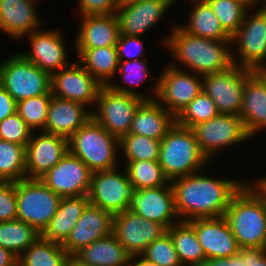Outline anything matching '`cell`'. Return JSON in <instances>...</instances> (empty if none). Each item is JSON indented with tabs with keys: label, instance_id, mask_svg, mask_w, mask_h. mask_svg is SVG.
<instances>
[{
	"label": "cell",
	"instance_id": "cell-23",
	"mask_svg": "<svg viewBox=\"0 0 266 266\" xmlns=\"http://www.w3.org/2000/svg\"><path fill=\"white\" fill-rule=\"evenodd\" d=\"M32 51L21 53L27 60L49 73L70 65L66 60V49L60 32L34 31L29 35Z\"/></svg>",
	"mask_w": 266,
	"mask_h": 266
},
{
	"label": "cell",
	"instance_id": "cell-22",
	"mask_svg": "<svg viewBox=\"0 0 266 266\" xmlns=\"http://www.w3.org/2000/svg\"><path fill=\"white\" fill-rule=\"evenodd\" d=\"M246 133L252 137L266 128V74L253 71L245 80L240 115Z\"/></svg>",
	"mask_w": 266,
	"mask_h": 266
},
{
	"label": "cell",
	"instance_id": "cell-51",
	"mask_svg": "<svg viewBox=\"0 0 266 266\" xmlns=\"http://www.w3.org/2000/svg\"><path fill=\"white\" fill-rule=\"evenodd\" d=\"M135 258H138V256H131V261L129 266H158L155 263H152L148 260H146L144 257L140 258V260H136L135 263L131 264V262L134 261Z\"/></svg>",
	"mask_w": 266,
	"mask_h": 266
},
{
	"label": "cell",
	"instance_id": "cell-39",
	"mask_svg": "<svg viewBox=\"0 0 266 266\" xmlns=\"http://www.w3.org/2000/svg\"><path fill=\"white\" fill-rule=\"evenodd\" d=\"M214 101L202 90L176 117L180 126L192 128L219 115Z\"/></svg>",
	"mask_w": 266,
	"mask_h": 266
},
{
	"label": "cell",
	"instance_id": "cell-44",
	"mask_svg": "<svg viewBox=\"0 0 266 266\" xmlns=\"http://www.w3.org/2000/svg\"><path fill=\"white\" fill-rule=\"evenodd\" d=\"M147 65L144 63L143 59L138 60H124L119 61L118 70L121 72V76L124 81H129L131 84L138 85L147 78ZM140 74L138 77L137 75Z\"/></svg>",
	"mask_w": 266,
	"mask_h": 266
},
{
	"label": "cell",
	"instance_id": "cell-42",
	"mask_svg": "<svg viewBox=\"0 0 266 266\" xmlns=\"http://www.w3.org/2000/svg\"><path fill=\"white\" fill-rule=\"evenodd\" d=\"M32 133V130L17 112L0 122V140L27 146Z\"/></svg>",
	"mask_w": 266,
	"mask_h": 266
},
{
	"label": "cell",
	"instance_id": "cell-35",
	"mask_svg": "<svg viewBox=\"0 0 266 266\" xmlns=\"http://www.w3.org/2000/svg\"><path fill=\"white\" fill-rule=\"evenodd\" d=\"M26 146L0 140V180L19 181L27 178Z\"/></svg>",
	"mask_w": 266,
	"mask_h": 266
},
{
	"label": "cell",
	"instance_id": "cell-43",
	"mask_svg": "<svg viewBox=\"0 0 266 266\" xmlns=\"http://www.w3.org/2000/svg\"><path fill=\"white\" fill-rule=\"evenodd\" d=\"M16 219V181L0 180V222Z\"/></svg>",
	"mask_w": 266,
	"mask_h": 266
},
{
	"label": "cell",
	"instance_id": "cell-18",
	"mask_svg": "<svg viewBox=\"0 0 266 266\" xmlns=\"http://www.w3.org/2000/svg\"><path fill=\"white\" fill-rule=\"evenodd\" d=\"M113 218L112 213L89 203L61 246L72 257L81 248L111 234Z\"/></svg>",
	"mask_w": 266,
	"mask_h": 266
},
{
	"label": "cell",
	"instance_id": "cell-7",
	"mask_svg": "<svg viewBox=\"0 0 266 266\" xmlns=\"http://www.w3.org/2000/svg\"><path fill=\"white\" fill-rule=\"evenodd\" d=\"M17 219L42 233L55 215L61 197L41 179L16 181Z\"/></svg>",
	"mask_w": 266,
	"mask_h": 266
},
{
	"label": "cell",
	"instance_id": "cell-38",
	"mask_svg": "<svg viewBox=\"0 0 266 266\" xmlns=\"http://www.w3.org/2000/svg\"><path fill=\"white\" fill-rule=\"evenodd\" d=\"M206 1L211 6L224 30L232 37L241 26L250 4L245 0Z\"/></svg>",
	"mask_w": 266,
	"mask_h": 266
},
{
	"label": "cell",
	"instance_id": "cell-54",
	"mask_svg": "<svg viewBox=\"0 0 266 266\" xmlns=\"http://www.w3.org/2000/svg\"><path fill=\"white\" fill-rule=\"evenodd\" d=\"M245 1H247L250 5H254L256 3V1H258V0H245Z\"/></svg>",
	"mask_w": 266,
	"mask_h": 266
},
{
	"label": "cell",
	"instance_id": "cell-21",
	"mask_svg": "<svg viewBox=\"0 0 266 266\" xmlns=\"http://www.w3.org/2000/svg\"><path fill=\"white\" fill-rule=\"evenodd\" d=\"M128 210L168 229L174 224L172 218L177 216L172 184L136 190Z\"/></svg>",
	"mask_w": 266,
	"mask_h": 266
},
{
	"label": "cell",
	"instance_id": "cell-55",
	"mask_svg": "<svg viewBox=\"0 0 266 266\" xmlns=\"http://www.w3.org/2000/svg\"><path fill=\"white\" fill-rule=\"evenodd\" d=\"M259 71L266 74V64Z\"/></svg>",
	"mask_w": 266,
	"mask_h": 266
},
{
	"label": "cell",
	"instance_id": "cell-30",
	"mask_svg": "<svg viewBox=\"0 0 266 266\" xmlns=\"http://www.w3.org/2000/svg\"><path fill=\"white\" fill-rule=\"evenodd\" d=\"M78 62L103 86H107L108 78L117 73L119 66L118 51L116 46L99 48H76Z\"/></svg>",
	"mask_w": 266,
	"mask_h": 266
},
{
	"label": "cell",
	"instance_id": "cell-32",
	"mask_svg": "<svg viewBox=\"0 0 266 266\" xmlns=\"http://www.w3.org/2000/svg\"><path fill=\"white\" fill-rule=\"evenodd\" d=\"M191 11L187 26L180 28L190 35L210 40H231V36L224 30L219 19L206 0H196Z\"/></svg>",
	"mask_w": 266,
	"mask_h": 266
},
{
	"label": "cell",
	"instance_id": "cell-49",
	"mask_svg": "<svg viewBox=\"0 0 266 266\" xmlns=\"http://www.w3.org/2000/svg\"><path fill=\"white\" fill-rule=\"evenodd\" d=\"M0 266H18V257L10 250L0 246Z\"/></svg>",
	"mask_w": 266,
	"mask_h": 266
},
{
	"label": "cell",
	"instance_id": "cell-4",
	"mask_svg": "<svg viewBox=\"0 0 266 266\" xmlns=\"http://www.w3.org/2000/svg\"><path fill=\"white\" fill-rule=\"evenodd\" d=\"M207 161L191 128L175 122L161 140L159 164L169 182L198 172Z\"/></svg>",
	"mask_w": 266,
	"mask_h": 266
},
{
	"label": "cell",
	"instance_id": "cell-53",
	"mask_svg": "<svg viewBox=\"0 0 266 266\" xmlns=\"http://www.w3.org/2000/svg\"><path fill=\"white\" fill-rule=\"evenodd\" d=\"M66 266H84V265L79 264L72 257H70L69 260L67 261Z\"/></svg>",
	"mask_w": 266,
	"mask_h": 266
},
{
	"label": "cell",
	"instance_id": "cell-1",
	"mask_svg": "<svg viewBox=\"0 0 266 266\" xmlns=\"http://www.w3.org/2000/svg\"><path fill=\"white\" fill-rule=\"evenodd\" d=\"M172 181L177 217L183 216L181 221L186 222L224 216L233 196L245 184L200 176L198 172Z\"/></svg>",
	"mask_w": 266,
	"mask_h": 266
},
{
	"label": "cell",
	"instance_id": "cell-24",
	"mask_svg": "<svg viewBox=\"0 0 266 266\" xmlns=\"http://www.w3.org/2000/svg\"><path fill=\"white\" fill-rule=\"evenodd\" d=\"M85 107L84 104L52 95L44 127L45 133L69 139L92 117V112H88Z\"/></svg>",
	"mask_w": 266,
	"mask_h": 266
},
{
	"label": "cell",
	"instance_id": "cell-27",
	"mask_svg": "<svg viewBox=\"0 0 266 266\" xmlns=\"http://www.w3.org/2000/svg\"><path fill=\"white\" fill-rule=\"evenodd\" d=\"M35 0H0V30L14 38L36 31L39 16Z\"/></svg>",
	"mask_w": 266,
	"mask_h": 266
},
{
	"label": "cell",
	"instance_id": "cell-41",
	"mask_svg": "<svg viewBox=\"0 0 266 266\" xmlns=\"http://www.w3.org/2000/svg\"><path fill=\"white\" fill-rule=\"evenodd\" d=\"M140 256L158 266H183L168 233L154 240Z\"/></svg>",
	"mask_w": 266,
	"mask_h": 266
},
{
	"label": "cell",
	"instance_id": "cell-9",
	"mask_svg": "<svg viewBox=\"0 0 266 266\" xmlns=\"http://www.w3.org/2000/svg\"><path fill=\"white\" fill-rule=\"evenodd\" d=\"M253 70L233 65L202 76V90L214 101L220 114L240 115L246 78Z\"/></svg>",
	"mask_w": 266,
	"mask_h": 266
},
{
	"label": "cell",
	"instance_id": "cell-15",
	"mask_svg": "<svg viewBox=\"0 0 266 266\" xmlns=\"http://www.w3.org/2000/svg\"><path fill=\"white\" fill-rule=\"evenodd\" d=\"M113 233L131 256H139L154 240L166 234L167 229L162 224L126 210L114 215Z\"/></svg>",
	"mask_w": 266,
	"mask_h": 266
},
{
	"label": "cell",
	"instance_id": "cell-5",
	"mask_svg": "<svg viewBox=\"0 0 266 266\" xmlns=\"http://www.w3.org/2000/svg\"><path fill=\"white\" fill-rule=\"evenodd\" d=\"M108 84L102 86L98 92L96 103L99 113L92 112V118L110 134L118 139L129 133L133 117L138 107L145 100L154 98L143 97L127 87Z\"/></svg>",
	"mask_w": 266,
	"mask_h": 266
},
{
	"label": "cell",
	"instance_id": "cell-2",
	"mask_svg": "<svg viewBox=\"0 0 266 266\" xmlns=\"http://www.w3.org/2000/svg\"><path fill=\"white\" fill-rule=\"evenodd\" d=\"M165 44L174 57L191 70L204 76L221 72L234 65L232 54L226 49L231 40H210L196 37L183 31L180 26L173 29ZM230 43V44H229Z\"/></svg>",
	"mask_w": 266,
	"mask_h": 266
},
{
	"label": "cell",
	"instance_id": "cell-20",
	"mask_svg": "<svg viewBox=\"0 0 266 266\" xmlns=\"http://www.w3.org/2000/svg\"><path fill=\"white\" fill-rule=\"evenodd\" d=\"M69 151L65 137L42 133L36 138L33 133L26 146V175L28 179H40L52 169Z\"/></svg>",
	"mask_w": 266,
	"mask_h": 266
},
{
	"label": "cell",
	"instance_id": "cell-28",
	"mask_svg": "<svg viewBox=\"0 0 266 266\" xmlns=\"http://www.w3.org/2000/svg\"><path fill=\"white\" fill-rule=\"evenodd\" d=\"M76 39V48L116 46L119 25L115 14L85 15Z\"/></svg>",
	"mask_w": 266,
	"mask_h": 266
},
{
	"label": "cell",
	"instance_id": "cell-34",
	"mask_svg": "<svg viewBox=\"0 0 266 266\" xmlns=\"http://www.w3.org/2000/svg\"><path fill=\"white\" fill-rule=\"evenodd\" d=\"M40 236L41 233L34 227L21 220L0 222V246L10 250L17 257Z\"/></svg>",
	"mask_w": 266,
	"mask_h": 266
},
{
	"label": "cell",
	"instance_id": "cell-45",
	"mask_svg": "<svg viewBox=\"0 0 266 266\" xmlns=\"http://www.w3.org/2000/svg\"><path fill=\"white\" fill-rule=\"evenodd\" d=\"M121 0H79L80 13L85 15L115 14Z\"/></svg>",
	"mask_w": 266,
	"mask_h": 266
},
{
	"label": "cell",
	"instance_id": "cell-12",
	"mask_svg": "<svg viewBox=\"0 0 266 266\" xmlns=\"http://www.w3.org/2000/svg\"><path fill=\"white\" fill-rule=\"evenodd\" d=\"M192 131L202 153L210 159L217 150L250 138L238 115L219 114L209 121L193 126Z\"/></svg>",
	"mask_w": 266,
	"mask_h": 266
},
{
	"label": "cell",
	"instance_id": "cell-26",
	"mask_svg": "<svg viewBox=\"0 0 266 266\" xmlns=\"http://www.w3.org/2000/svg\"><path fill=\"white\" fill-rule=\"evenodd\" d=\"M162 105L156 98L145 100L135 112L129 133L161 141L176 122V118Z\"/></svg>",
	"mask_w": 266,
	"mask_h": 266
},
{
	"label": "cell",
	"instance_id": "cell-3",
	"mask_svg": "<svg viewBox=\"0 0 266 266\" xmlns=\"http://www.w3.org/2000/svg\"><path fill=\"white\" fill-rule=\"evenodd\" d=\"M224 217L240 248L266 249V201L254 187L244 184Z\"/></svg>",
	"mask_w": 266,
	"mask_h": 266
},
{
	"label": "cell",
	"instance_id": "cell-36",
	"mask_svg": "<svg viewBox=\"0 0 266 266\" xmlns=\"http://www.w3.org/2000/svg\"><path fill=\"white\" fill-rule=\"evenodd\" d=\"M125 172L136 190L155 188L166 185L169 180L165 177L159 161L140 160L126 162ZM165 184V185H164Z\"/></svg>",
	"mask_w": 266,
	"mask_h": 266
},
{
	"label": "cell",
	"instance_id": "cell-13",
	"mask_svg": "<svg viewBox=\"0 0 266 266\" xmlns=\"http://www.w3.org/2000/svg\"><path fill=\"white\" fill-rule=\"evenodd\" d=\"M238 40V41H237ZM238 42L240 62L233 59L237 66L259 71L266 59V9L262 7L254 15L243 19L238 31L231 37V43ZM266 61V60H265Z\"/></svg>",
	"mask_w": 266,
	"mask_h": 266
},
{
	"label": "cell",
	"instance_id": "cell-6",
	"mask_svg": "<svg viewBox=\"0 0 266 266\" xmlns=\"http://www.w3.org/2000/svg\"><path fill=\"white\" fill-rule=\"evenodd\" d=\"M68 140L69 151L93 173L116 168L115 149L119 146V139L92 117Z\"/></svg>",
	"mask_w": 266,
	"mask_h": 266
},
{
	"label": "cell",
	"instance_id": "cell-56",
	"mask_svg": "<svg viewBox=\"0 0 266 266\" xmlns=\"http://www.w3.org/2000/svg\"><path fill=\"white\" fill-rule=\"evenodd\" d=\"M171 4H173L174 3V1H176V0H168Z\"/></svg>",
	"mask_w": 266,
	"mask_h": 266
},
{
	"label": "cell",
	"instance_id": "cell-14",
	"mask_svg": "<svg viewBox=\"0 0 266 266\" xmlns=\"http://www.w3.org/2000/svg\"><path fill=\"white\" fill-rule=\"evenodd\" d=\"M92 174L82 160L68 151L40 179L61 198L88 196Z\"/></svg>",
	"mask_w": 266,
	"mask_h": 266
},
{
	"label": "cell",
	"instance_id": "cell-10",
	"mask_svg": "<svg viewBox=\"0 0 266 266\" xmlns=\"http://www.w3.org/2000/svg\"><path fill=\"white\" fill-rule=\"evenodd\" d=\"M121 175L117 167L92 174L88 193L90 204L100 207L113 215L128 210L136 191L127 173Z\"/></svg>",
	"mask_w": 266,
	"mask_h": 266
},
{
	"label": "cell",
	"instance_id": "cell-29",
	"mask_svg": "<svg viewBox=\"0 0 266 266\" xmlns=\"http://www.w3.org/2000/svg\"><path fill=\"white\" fill-rule=\"evenodd\" d=\"M89 203L88 196L61 198L55 215L41 237L62 244Z\"/></svg>",
	"mask_w": 266,
	"mask_h": 266
},
{
	"label": "cell",
	"instance_id": "cell-17",
	"mask_svg": "<svg viewBox=\"0 0 266 266\" xmlns=\"http://www.w3.org/2000/svg\"><path fill=\"white\" fill-rule=\"evenodd\" d=\"M171 5L168 0H121L115 12L119 34L141 36Z\"/></svg>",
	"mask_w": 266,
	"mask_h": 266
},
{
	"label": "cell",
	"instance_id": "cell-37",
	"mask_svg": "<svg viewBox=\"0 0 266 266\" xmlns=\"http://www.w3.org/2000/svg\"><path fill=\"white\" fill-rule=\"evenodd\" d=\"M119 145L127 161H159L161 141L146 136L128 133L119 139Z\"/></svg>",
	"mask_w": 266,
	"mask_h": 266
},
{
	"label": "cell",
	"instance_id": "cell-50",
	"mask_svg": "<svg viewBox=\"0 0 266 266\" xmlns=\"http://www.w3.org/2000/svg\"><path fill=\"white\" fill-rule=\"evenodd\" d=\"M251 266H266V249L251 248Z\"/></svg>",
	"mask_w": 266,
	"mask_h": 266
},
{
	"label": "cell",
	"instance_id": "cell-31",
	"mask_svg": "<svg viewBox=\"0 0 266 266\" xmlns=\"http://www.w3.org/2000/svg\"><path fill=\"white\" fill-rule=\"evenodd\" d=\"M181 264L203 266L206 256L197 238L195 229L186 221H178L167 229Z\"/></svg>",
	"mask_w": 266,
	"mask_h": 266
},
{
	"label": "cell",
	"instance_id": "cell-16",
	"mask_svg": "<svg viewBox=\"0 0 266 266\" xmlns=\"http://www.w3.org/2000/svg\"><path fill=\"white\" fill-rule=\"evenodd\" d=\"M102 86L80 63L67 65L51 75L53 96L85 106L96 102Z\"/></svg>",
	"mask_w": 266,
	"mask_h": 266
},
{
	"label": "cell",
	"instance_id": "cell-11",
	"mask_svg": "<svg viewBox=\"0 0 266 266\" xmlns=\"http://www.w3.org/2000/svg\"><path fill=\"white\" fill-rule=\"evenodd\" d=\"M154 95L159 103L176 118L181 111L202 91V80L198 76L186 73L181 68L168 66L159 76ZM200 80V81H199Z\"/></svg>",
	"mask_w": 266,
	"mask_h": 266
},
{
	"label": "cell",
	"instance_id": "cell-33",
	"mask_svg": "<svg viewBox=\"0 0 266 266\" xmlns=\"http://www.w3.org/2000/svg\"><path fill=\"white\" fill-rule=\"evenodd\" d=\"M69 258L60 243L40 236L18 257V266H66Z\"/></svg>",
	"mask_w": 266,
	"mask_h": 266
},
{
	"label": "cell",
	"instance_id": "cell-19",
	"mask_svg": "<svg viewBox=\"0 0 266 266\" xmlns=\"http://www.w3.org/2000/svg\"><path fill=\"white\" fill-rule=\"evenodd\" d=\"M188 223L195 229L206 260L227 258L239 252L240 247L224 216L194 219Z\"/></svg>",
	"mask_w": 266,
	"mask_h": 266
},
{
	"label": "cell",
	"instance_id": "cell-52",
	"mask_svg": "<svg viewBox=\"0 0 266 266\" xmlns=\"http://www.w3.org/2000/svg\"><path fill=\"white\" fill-rule=\"evenodd\" d=\"M255 186V189L263 196L266 201V178L260 179Z\"/></svg>",
	"mask_w": 266,
	"mask_h": 266
},
{
	"label": "cell",
	"instance_id": "cell-25",
	"mask_svg": "<svg viewBox=\"0 0 266 266\" xmlns=\"http://www.w3.org/2000/svg\"><path fill=\"white\" fill-rule=\"evenodd\" d=\"M72 258L84 266H129L131 255L111 234L81 248Z\"/></svg>",
	"mask_w": 266,
	"mask_h": 266
},
{
	"label": "cell",
	"instance_id": "cell-40",
	"mask_svg": "<svg viewBox=\"0 0 266 266\" xmlns=\"http://www.w3.org/2000/svg\"><path fill=\"white\" fill-rule=\"evenodd\" d=\"M52 94H43L17 102L16 112L33 131L46 125L48 108Z\"/></svg>",
	"mask_w": 266,
	"mask_h": 266
},
{
	"label": "cell",
	"instance_id": "cell-46",
	"mask_svg": "<svg viewBox=\"0 0 266 266\" xmlns=\"http://www.w3.org/2000/svg\"><path fill=\"white\" fill-rule=\"evenodd\" d=\"M142 41L140 36H128V35H119L118 42L116 44L118 51L119 61H123L124 57H131V60H138L144 52ZM133 50L132 53L129 52Z\"/></svg>",
	"mask_w": 266,
	"mask_h": 266
},
{
	"label": "cell",
	"instance_id": "cell-8",
	"mask_svg": "<svg viewBox=\"0 0 266 266\" xmlns=\"http://www.w3.org/2000/svg\"><path fill=\"white\" fill-rule=\"evenodd\" d=\"M0 84L16 101L51 93V75L21 53L0 64Z\"/></svg>",
	"mask_w": 266,
	"mask_h": 266
},
{
	"label": "cell",
	"instance_id": "cell-48",
	"mask_svg": "<svg viewBox=\"0 0 266 266\" xmlns=\"http://www.w3.org/2000/svg\"><path fill=\"white\" fill-rule=\"evenodd\" d=\"M17 102L0 84V122L16 113Z\"/></svg>",
	"mask_w": 266,
	"mask_h": 266
},
{
	"label": "cell",
	"instance_id": "cell-47",
	"mask_svg": "<svg viewBox=\"0 0 266 266\" xmlns=\"http://www.w3.org/2000/svg\"><path fill=\"white\" fill-rule=\"evenodd\" d=\"M203 266H251V248H240L237 254L227 258H210Z\"/></svg>",
	"mask_w": 266,
	"mask_h": 266
}]
</instances>
